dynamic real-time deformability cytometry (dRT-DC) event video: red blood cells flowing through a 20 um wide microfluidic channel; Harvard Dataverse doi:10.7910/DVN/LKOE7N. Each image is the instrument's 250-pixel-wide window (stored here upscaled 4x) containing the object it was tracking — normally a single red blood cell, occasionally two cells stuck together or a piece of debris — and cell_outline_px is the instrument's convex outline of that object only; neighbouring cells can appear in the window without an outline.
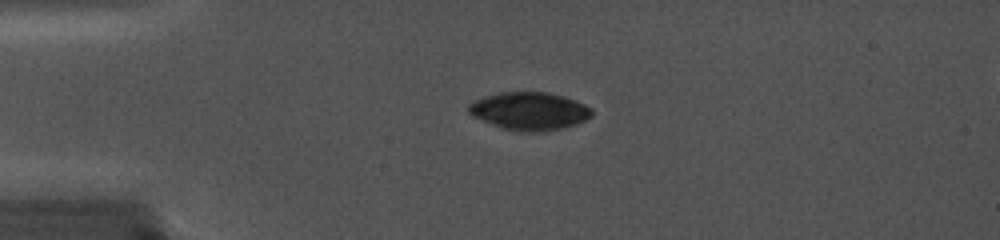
{"species": "common noctule bat (a hibernating species)", "species_latin": "Nyctalus noctula", "temperature_condition": "cold", "stored_images_in_passage": 32, "camera_frame_rate_fps": 5000, "um_per_image_px": 0.085, "animal": {"sex": "female", "body_mass_g": 19.0, "forearm_length_mm": 56.7}, "frame": {"image": 1, "passage_image": 23, "time_ms": 4.4, "image_size_px": [1000, 240], "cell_outline_px": [[592, 116], [576, 124], [544, 132], [520, 132], [500, 128], [472, 116], [468, 112], [468, 104], [484, 96], [500, 92], [544, 92], [564, 96], [584, 104], [592, 108]], "centroid_in_image_um": [44.98, 9.45], "position_along_channel_um": 40.0, "area_um2": 27.28}}
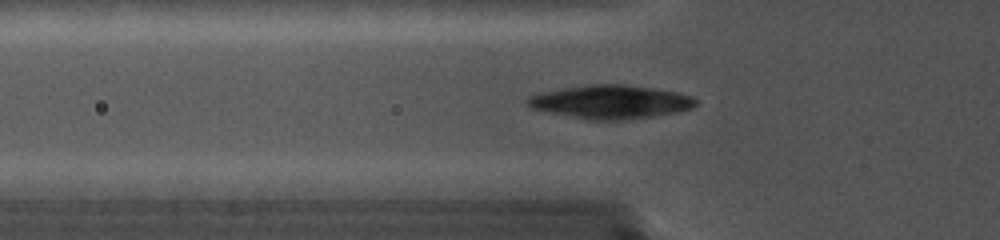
{"frame": {"image": 2, "passage_image": 32, "time_ms": 6.2, "image_size_px": [1000, 240], "cell_outline_px": [[696, 104], [692, 108], [676, 112], [652, 116], [620, 120], [584, 120], [532, 108], [528, 104], [528, 96], [544, 92], [564, 88], [588, 84], [624, 84], [652, 88], [676, 92], [692, 96], [696, 100]], "centroid_in_image_um": [51.91, 8.66], "position_along_channel_um": 73.9, "area_um2": 32.6}}